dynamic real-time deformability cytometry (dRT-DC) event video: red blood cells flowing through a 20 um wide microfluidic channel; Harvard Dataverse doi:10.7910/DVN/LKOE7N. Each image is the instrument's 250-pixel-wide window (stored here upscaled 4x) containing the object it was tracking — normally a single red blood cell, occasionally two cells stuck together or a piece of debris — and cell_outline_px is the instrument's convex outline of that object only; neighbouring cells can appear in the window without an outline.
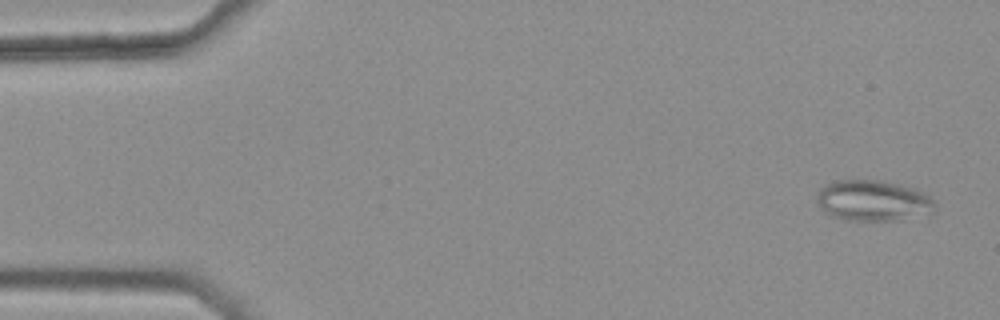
{"species": "common noctule bat (a hibernating species)", "species_latin": "Nyctalus noctula", "temperature_condition": "warm", "stored_images_in_passage": 6, "camera_frame_rate_fps": 3000, "um_per_image_px": 0.085, "animal": {"sex": "female", "body_mass_g": 25.1}, "frame": {"image": 1, "passage_image": 1, "time_ms": 0.0, "image_size_px": [1000, 320], "cell_outline_px": [[936, 204], [932, 212], [900, 220], [848, 220], [832, 216], [824, 212], [820, 208], [816, 200], [816, 192], [820, 188], [832, 180], [880, 180], [900, 184], [916, 188], [928, 196]], "centroid_in_image_um": [74.16, 17.04], "position_along_channel_um": 10.8, "area_um2": 28.26}}
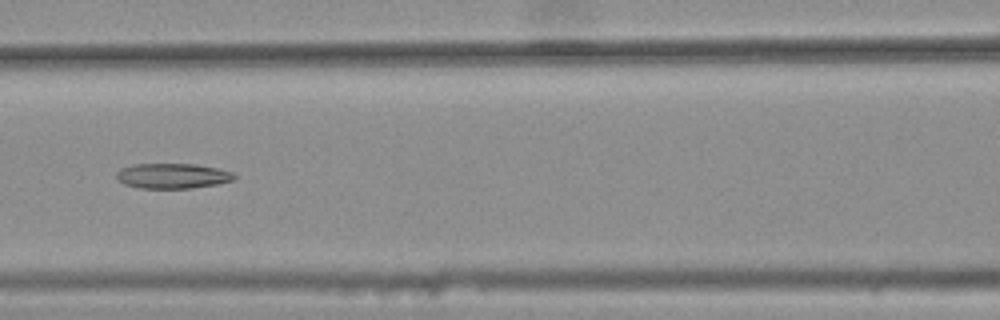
{"frame": {"image": 2, "passage_image": 6, "time_ms": 1.667, "image_size_px": [1000, 320], "cell_outline_px": [[236, 180], [216, 184], [192, 188], [140, 188], [124, 184], [116, 180], [116, 172], [120, 168], [132, 164], [196, 164], [216, 168], [232, 172], [236, 176]], "centroid_in_image_um": [14.64, 14.95], "position_along_channel_um": 152.0, "area_um2": 17.4}}